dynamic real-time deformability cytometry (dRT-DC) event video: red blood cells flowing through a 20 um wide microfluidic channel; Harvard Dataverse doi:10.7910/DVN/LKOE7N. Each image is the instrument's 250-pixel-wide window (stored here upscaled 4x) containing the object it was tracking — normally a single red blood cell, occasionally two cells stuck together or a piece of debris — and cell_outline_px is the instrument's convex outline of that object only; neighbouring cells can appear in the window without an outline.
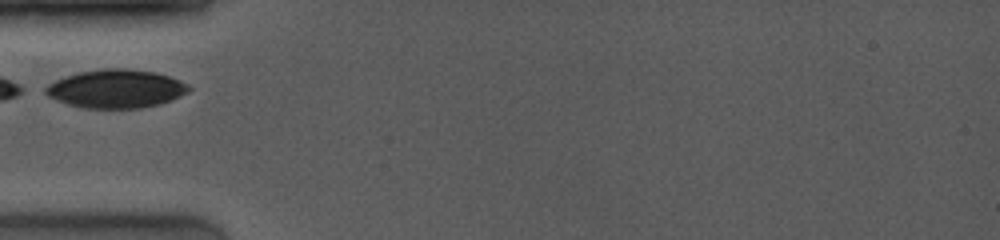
{"species": "common noctule bat (a hibernating species)", "species_latin": "Nyctalus noctula", "temperature_condition": "room temperature", "stored_images_in_passage": 32, "camera_frame_rate_fps": 4000, "um_per_image_px": 0.085, "animal": {"sex": "female", "body_mass_g": 19.0, "forearm_length_mm": 53.3}, "frame": {"image": 1, "passage_image": 1, "time_ms": 0.0, "image_size_px": [1000, 240], "cell_outline_px": [[192, 88], [188, 92], [180, 96], [160, 104], [140, 108], [84, 108], [68, 104], [56, 100], [40, 92], [40, 88], [56, 80], [80, 72], [108, 68], [124, 68], [156, 72], [180, 80], [188, 84]], "centroid_in_image_um": [9.83, 7.55], "position_along_channel_um": 75.2, "area_um2": 32.19}}